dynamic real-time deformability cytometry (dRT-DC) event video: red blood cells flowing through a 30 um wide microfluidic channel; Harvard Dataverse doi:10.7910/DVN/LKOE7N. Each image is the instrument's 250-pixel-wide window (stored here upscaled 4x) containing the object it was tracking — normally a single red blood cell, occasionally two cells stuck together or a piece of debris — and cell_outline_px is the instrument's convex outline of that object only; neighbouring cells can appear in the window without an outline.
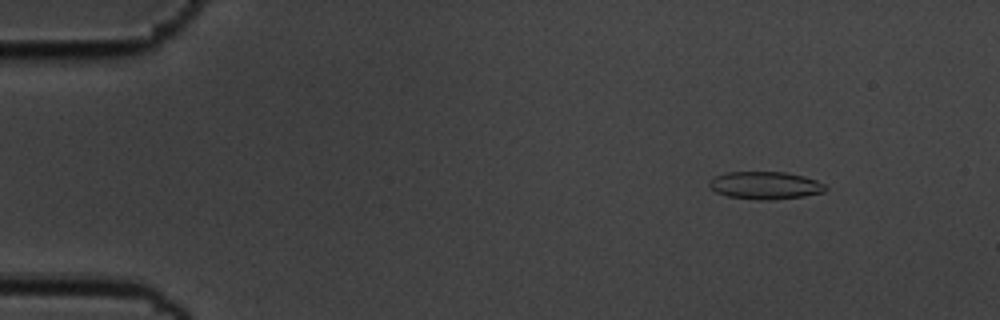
{"species": "common noctule bat (a hibernating species)", "species_latin": "Nyctalus noctula", "temperature_condition": "cold", "stored_images_in_passage": 15, "camera_frame_rate_fps": 3000, "um_per_image_px": 0.085, "animal": {"sex": "male", "body_mass_g": 19.5, "forearm_length_mm": 54.6}, "frame": {"image": 1, "passage_image": 7, "time_ms": 2.0, "image_size_px": [1000, 320], "cell_outline_px": [[828, 188], [824, 192], [804, 196], [772, 200], [760, 200], [728, 196], [716, 192], [708, 184], [708, 180], [716, 176], [728, 172], [784, 172], [804, 176], [816, 180], [824, 184]], "centroid_in_image_um": [65.06, 15.76], "position_along_channel_um": 19.9, "area_um2": 18.67}}